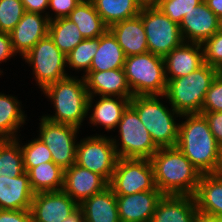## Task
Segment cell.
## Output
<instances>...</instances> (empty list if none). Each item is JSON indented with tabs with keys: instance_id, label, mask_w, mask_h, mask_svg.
I'll return each mask as SVG.
<instances>
[{
	"instance_id": "cell-36",
	"label": "cell",
	"mask_w": 222,
	"mask_h": 222,
	"mask_svg": "<svg viewBox=\"0 0 222 222\" xmlns=\"http://www.w3.org/2000/svg\"><path fill=\"white\" fill-rule=\"evenodd\" d=\"M203 0H161L157 7L170 20L180 25L183 17Z\"/></svg>"
},
{
	"instance_id": "cell-31",
	"label": "cell",
	"mask_w": 222,
	"mask_h": 222,
	"mask_svg": "<svg viewBox=\"0 0 222 222\" xmlns=\"http://www.w3.org/2000/svg\"><path fill=\"white\" fill-rule=\"evenodd\" d=\"M48 35L66 56L84 40L77 25L68 18L51 20Z\"/></svg>"
},
{
	"instance_id": "cell-4",
	"label": "cell",
	"mask_w": 222,
	"mask_h": 222,
	"mask_svg": "<svg viewBox=\"0 0 222 222\" xmlns=\"http://www.w3.org/2000/svg\"><path fill=\"white\" fill-rule=\"evenodd\" d=\"M220 73L204 63L196 71L175 79L167 80L164 96L179 114L201 113L206 92Z\"/></svg>"
},
{
	"instance_id": "cell-3",
	"label": "cell",
	"mask_w": 222,
	"mask_h": 222,
	"mask_svg": "<svg viewBox=\"0 0 222 222\" xmlns=\"http://www.w3.org/2000/svg\"><path fill=\"white\" fill-rule=\"evenodd\" d=\"M68 76L48 85L43 93L52 101L54 115H43L46 119L77 128L88 116V91L84 77Z\"/></svg>"
},
{
	"instance_id": "cell-23",
	"label": "cell",
	"mask_w": 222,
	"mask_h": 222,
	"mask_svg": "<svg viewBox=\"0 0 222 222\" xmlns=\"http://www.w3.org/2000/svg\"><path fill=\"white\" fill-rule=\"evenodd\" d=\"M79 206L83 210L85 222H121L116 195L109 186L84 200Z\"/></svg>"
},
{
	"instance_id": "cell-42",
	"label": "cell",
	"mask_w": 222,
	"mask_h": 222,
	"mask_svg": "<svg viewBox=\"0 0 222 222\" xmlns=\"http://www.w3.org/2000/svg\"><path fill=\"white\" fill-rule=\"evenodd\" d=\"M15 56L9 33L0 31V63ZM3 71H0V75Z\"/></svg>"
},
{
	"instance_id": "cell-25",
	"label": "cell",
	"mask_w": 222,
	"mask_h": 222,
	"mask_svg": "<svg viewBox=\"0 0 222 222\" xmlns=\"http://www.w3.org/2000/svg\"><path fill=\"white\" fill-rule=\"evenodd\" d=\"M125 54L116 37L108 29L98 37V49L93 57L89 71H107L124 67Z\"/></svg>"
},
{
	"instance_id": "cell-8",
	"label": "cell",
	"mask_w": 222,
	"mask_h": 222,
	"mask_svg": "<svg viewBox=\"0 0 222 222\" xmlns=\"http://www.w3.org/2000/svg\"><path fill=\"white\" fill-rule=\"evenodd\" d=\"M32 66L33 74L39 88L43 91L48 85L68 77L65 73L66 55L55 45L47 35L23 57Z\"/></svg>"
},
{
	"instance_id": "cell-47",
	"label": "cell",
	"mask_w": 222,
	"mask_h": 222,
	"mask_svg": "<svg viewBox=\"0 0 222 222\" xmlns=\"http://www.w3.org/2000/svg\"><path fill=\"white\" fill-rule=\"evenodd\" d=\"M140 8H153L158 7L161 0H135Z\"/></svg>"
},
{
	"instance_id": "cell-38",
	"label": "cell",
	"mask_w": 222,
	"mask_h": 222,
	"mask_svg": "<svg viewBox=\"0 0 222 222\" xmlns=\"http://www.w3.org/2000/svg\"><path fill=\"white\" fill-rule=\"evenodd\" d=\"M222 111V72L213 80L206 92L201 112Z\"/></svg>"
},
{
	"instance_id": "cell-15",
	"label": "cell",
	"mask_w": 222,
	"mask_h": 222,
	"mask_svg": "<svg viewBox=\"0 0 222 222\" xmlns=\"http://www.w3.org/2000/svg\"><path fill=\"white\" fill-rule=\"evenodd\" d=\"M179 27L184 42L203 44L220 30V19L203 0L183 17Z\"/></svg>"
},
{
	"instance_id": "cell-28",
	"label": "cell",
	"mask_w": 222,
	"mask_h": 222,
	"mask_svg": "<svg viewBox=\"0 0 222 222\" xmlns=\"http://www.w3.org/2000/svg\"><path fill=\"white\" fill-rule=\"evenodd\" d=\"M20 107L16 97L0 93V140L17 138L16 133L27 117Z\"/></svg>"
},
{
	"instance_id": "cell-11",
	"label": "cell",
	"mask_w": 222,
	"mask_h": 222,
	"mask_svg": "<svg viewBox=\"0 0 222 222\" xmlns=\"http://www.w3.org/2000/svg\"><path fill=\"white\" fill-rule=\"evenodd\" d=\"M77 143L75 164L101 175L109 183L118 160L112 138L96 134Z\"/></svg>"
},
{
	"instance_id": "cell-43",
	"label": "cell",
	"mask_w": 222,
	"mask_h": 222,
	"mask_svg": "<svg viewBox=\"0 0 222 222\" xmlns=\"http://www.w3.org/2000/svg\"><path fill=\"white\" fill-rule=\"evenodd\" d=\"M25 12L42 14L48 9L49 0H21Z\"/></svg>"
},
{
	"instance_id": "cell-45",
	"label": "cell",
	"mask_w": 222,
	"mask_h": 222,
	"mask_svg": "<svg viewBox=\"0 0 222 222\" xmlns=\"http://www.w3.org/2000/svg\"><path fill=\"white\" fill-rule=\"evenodd\" d=\"M64 222H85L82 208L78 206L69 214V216L66 217V220Z\"/></svg>"
},
{
	"instance_id": "cell-17",
	"label": "cell",
	"mask_w": 222,
	"mask_h": 222,
	"mask_svg": "<svg viewBox=\"0 0 222 222\" xmlns=\"http://www.w3.org/2000/svg\"><path fill=\"white\" fill-rule=\"evenodd\" d=\"M39 13L25 12L16 27L9 33L15 54L24 57L36 43L48 35L50 20Z\"/></svg>"
},
{
	"instance_id": "cell-34",
	"label": "cell",
	"mask_w": 222,
	"mask_h": 222,
	"mask_svg": "<svg viewBox=\"0 0 222 222\" xmlns=\"http://www.w3.org/2000/svg\"><path fill=\"white\" fill-rule=\"evenodd\" d=\"M23 153V162L25 172H28L32 167H36L44 162H52L53 158L48 147L38 137L29 141L25 145L20 144Z\"/></svg>"
},
{
	"instance_id": "cell-27",
	"label": "cell",
	"mask_w": 222,
	"mask_h": 222,
	"mask_svg": "<svg viewBox=\"0 0 222 222\" xmlns=\"http://www.w3.org/2000/svg\"><path fill=\"white\" fill-rule=\"evenodd\" d=\"M67 18L77 25L84 39L98 38L109 29L91 0H82Z\"/></svg>"
},
{
	"instance_id": "cell-10",
	"label": "cell",
	"mask_w": 222,
	"mask_h": 222,
	"mask_svg": "<svg viewBox=\"0 0 222 222\" xmlns=\"http://www.w3.org/2000/svg\"><path fill=\"white\" fill-rule=\"evenodd\" d=\"M141 19L150 53L164 58L184 43L179 25L157 7L141 8Z\"/></svg>"
},
{
	"instance_id": "cell-32",
	"label": "cell",
	"mask_w": 222,
	"mask_h": 222,
	"mask_svg": "<svg viewBox=\"0 0 222 222\" xmlns=\"http://www.w3.org/2000/svg\"><path fill=\"white\" fill-rule=\"evenodd\" d=\"M18 138L0 140V177H17L25 173Z\"/></svg>"
},
{
	"instance_id": "cell-20",
	"label": "cell",
	"mask_w": 222,
	"mask_h": 222,
	"mask_svg": "<svg viewBox=\"0 0 222 222\" xmlns=\"http://www.w3.org/2000/svg\"><path fill=\"white\" fill-rule=\"evenodd\" d=\"M126 57L149 51L145 28L140 14L109 27Z\"/></svg>"
},
{
	"instance_id": "cell-19",
	"label": "cell",
	"mask_w": 222,
	"mask_h": 222,
	"mask_svg": "<svg viewBox=\"0 0 222 222\" xmlns=\"http://www.w3.org/2000/svg\"><path fill=\"white\" fill-rule=\"evenodd\" d=\"M166 80L187 76L204 64L202 44L184 42L164 57Z\"/></svg>"
},
{
	"instance_id": "cell-22",
	"label": "cell",
	"mask_w": 222,
	"mask_h": 222,
	"mask_svg": "<svg viewBox=\"0 0 222 222\" xmlns=\"http://www.w3.org/2000/svg\"><path fill=\"white\" fill-rule=\"evenodd\" d=\"M197 211L194 196L164 195L150 222H193Z\"/></svg>"
},
{
	"instance_id": "cell-30",
	"label": "cell",
	"mask_w": 222,
	"mask_h": 222,
	"mask_svg": "<svg viewBox=\"0 0 222 222\" xmlns=\"http://www.w3.org/2000/svg\"><path fill=\"white\" fill-rule=\"evenodd\" d=\"M104 23L111 25L135 17L141 8L135 0H91Z\"/></svg>"
},
{
	"instance_id": "cell-44",
	"label": "cell",
	"mask_w": 222,
	"mask_h": 222,
	"mask_svg": "<svg viewBox=\"0 0 222 222\" xmlns=\"http://www.w3.org/2000/svg\"><path fill=\"white\" fill-rule=\"evenodd\" d=\"M208 8L219 18L222 19V0H204Z\"/></svg>"
},
{
	"instance_id": "cell-6",
	"label": "cell",
	"mask_w": 222,
	"mask_h": 222,
	"mask_svg": "<svg viewBox=\"0 0 222 222\" xmlns=\"http://www.w3.org/2000/svg\"><path fill=\"white\" fill-rule=\"evenodd\" d=\"M123 69L133 96H164L167 80L163 57L149 51L129 56Z\"/></svg>"
},
{
	"instance_id": "cell-41",
	"label": "cell",
	"mask_w": 222,
	"mask_h": 222,
	"mask_svg": "<svg viewBox=\"0 0 222 222\" xmlns=\"http://www.w3.org/2000/svg\"><path fill=\"white\" fill-rule=\"evenodd\" d=\"M0 222H33V221L30 209L28 210L0 209Z\"/></svg>"
},
{
	"instance_id": "cell-26",
	"label": "cell",
	"mask_w": 222,
	"mask_h": 222,
	"mask_svg": "<svg viewBox=\"0 0 222 222\" xmlns=\"http://www.w3.org/2000/svg\"><path fill=\"white\" fill-rule=\"evenodd\" d=\"M94 105L89 121L93 126L98 124L107 131L116 129L121 120L122 113L130 104V99L117 96H100Z\"/></svg>"
},
{
	"instance_id": "cell-29",
	"label": "cell",
	"mask_w": 222,
	"mask_h": 222,
	"mask_svg": "<svg viewBox=\"0 0 222 222\" xmlns=\"http://www.w3.org/2000/svg\"><path fill=\"white\" fill-rule=\"evenodd\" d=\"M27 173L34 193L60 191L63 188L64 170L53 161L32 167Z\"/></svg>"
},
{
	"instance_id": "cell-24",
	"label": "cell",
	"mask_w": 222,
	"mask_h": 222,
	"mask_svg": "<svg viewBox=\"0 0 222 222\" xmlns=\"http://www.w3.org/2000/svg\"><path fill=\"white\" fill-rule=\"evenodd\" d=\"M197 210L222 218V179L214 174H202L194 194Z\"/></svg>"
},
{
	"instance_id": "cell-16",
	"label": "cell",
	"mask_w": 222,
	"mask_h": 222,
	"mask_svg": "<svg viewBox=\"0 0 222 222\" xmlns=\"http://www.w3.org/2000/svg\"><path fill=\"white\" fill-rule=\"evenodd\" d=\"M106 187L108 182L101 175L77 164L64 169L62 190L78 205Z\"/></svg>"
},
{
	"instance_id": "cell-13",
	"label": "cell",
	"mask_w": 222,
	"mask_h": 222,
	"mask_svg": "<svg viewBox=\"0 0 222 222\" xmlns=\"http://www.w3.org/2000/svg\"><path fill=\"white\" fill-rule=\"evenodd\" d=\"M79 205L63 190L35 193L30 213L33 222H64Z\"/></svg>"
},
{
	"instance_id": "cell-49",
	"label": "cell",
	"mask_w": 222,
	"mask_h": 222,
	"mask_svg": "<svg viewBox=\"0 0 222 222\" xmlns=\"http://www.w3.org/2000/svg\"><path fill=\"white\" fill-rule=\"evenodd\" d=\"M220 30L222 31V19H220Z\"/></svg>"
},
{
	"instance_id": "cell-21",
	"label": "cell",
	"mask_w": 222,
	"mask_h": 222,
	"mask_svg": "<svg viewBox=\"0 0 222 222\" xmlns=\"http://www.w3.org/2000/svg\"><path fill=\"white\" fill-rule=\"evenodd\" d=\"M34 194L27 172L17 177H0V209L28 210Z\"/></svg>"
},
{
	"instance_id": "cell-33",
	"label": "cell",
	"mask_w": 222,
	"mask_h": 222,
	"mask_svg": "<svg viewBox=\"0 0 222 222\" xmlns=\"http://www.w3.org/2000/svg\"><path fill=\"white\" fill-rule=\"evenodd\" d=\"M98 49V38L82 40L67 56V67L75 70H84L86 75Z\"/></svg>"
},
{
	"instance_id": "cell-46",
	"label": "cell",
	"mask_w": 222,
	"mask_h": 222,
	"mask_svg": "<svg viewBox=\"0 0 222 222\" xmlns=\"http://www.w3.org/2000/svg\"><path fill=\"white\" fill-rule=\"evenodd\" d=\"M193 222H222V218L207 215V214L197 211V213L193 219Z\"/></svg>"
},
{
	"instance_id": "cell-37",
	"label": "cell",
	"mask_w": 222,
	"mask_h": 222,
	"mask_svg": "<svg viewBox=\"0 0 222 222\" xmlns=\"http://www.w3.org/2000/svg\"><path fill=\"white\" fill-rule=\"evenodd\" d=\"M202 47L204 63L222 72V31H217Z\"/></svg>"
},
{
	"instance_id": "cell-39",
	"label": "cell",
	"mask_w": 222,
	"mask_h": 222,
	"mask_svg": "<svg viewBox=\"0 0 222 222\" xmlns=\"http://www.w3.org/2000/svg\"><path fill=\"white\" fill-rule=\"evenodd\" d=\"M82 2V0H49L48 8L55 13L50 16L49 12L46 14L48 19L56 20L60 18H67L69 14Z\"/></svg>"
},
{
	"instance_id": "cell-18",
	"label": "cell",
	"mask_w": 222,
	"mask_h": 222,
	"mask_svg": "<svg viewBox=\"0 0 222 222\" xmlns=\"http://www.w3.org/2000/svg\"><path fill=\"white\" fill-rule=\"evenodd\" d=\"M164 196L160 190L116 195L121 222H150L157 203Z\"/></svg>"
},
{
	"instance_id": "cell-12",
	"label": "cell",
	"mask_w": 222,
	"mask_h": 222,
	"mask_svg": "<svg viewBox=\"0 0 222 222\" xmlns=\"http://www.w3.org/2000/svg\"><path fill=\"white\" fill-rule=\"evenodd\" d=\"M38 138L48 147L53 162L63 170L75 164L79 128L41 117Z\"/></svg>"
},
{
	"instance_id": "cell-14",
	"label": "cell",
	"mask_w": 222,
	"mask_h": 222,
	"mask_svg": "<svg viewBox=\"0 0 222 222\" xmlns=\"http://www.w3.org/2000/svg\"><path fill=\"white\" fill-rule=\"evenodd\" d=\"M88 91V113L92 108L94 96H117L131 99L132 91L128 85L124 69L89 71L83 75Z\"/></svg>"
},
{
	"instance_id": "cell-9",
	"label": "cell",
	"mask_w": 222,
	"mask_h": 222,
	"mask_svg": "<svg viewBox=\"0 0 222 222\" xmlns=\"http://www.w3.org/2000/svg\"><path fill=\"white\" fill-rule=\"evenodd\" d=\"M108 186L115 195L158 190L150 159L118 158Z\"/></svg>"
},
{
	"instance_id": "cell-5",
	"label": "cell",
	"mask_w": 222,
	"mask_h": 222,
	"mask_svg": "<svg viewBox=\"0 0 222 222\" xmlns=\"http://www.w3.org/2000/svg\"><path fill=\"white\" fill-rule=\"evenodd\" d=\"M159 97L162 96H133L130 105L137 111L139 119L158 148L174 147L177 145L179 132V123L175 122V117H181V114L172 107H165Z\"/></svg>"
},
{
	"instance_id": "cell-35",
	"label": "cell",
	"mask_w": 222,
	"mask_h": 222,
	"mask_svg": "<svg viewBox=\"0 0 222 222\" xmlns=\"http://www.w3.org/2000/svg\"><path fill=\"white\" fill-rule=\"evenodd\" d=\"M24 13L21 0H0V31L10 33Z\"/></svg>"
},
{
	"instance_id": "cell-2",
	"label": "cell",
	"mask_w": 222,
	"mask_h": 222,
	"mask_svg": "<svg viewBox=\"0 0 222 222\" xmlns=\"http://www.w3.org/2000/svg\"><path fill=\"white\" fill-rule=\"evenodd\" d=\"M150 162L155 186L164 195L194 196L202 174L176 146L159 148Z\"/></svg>"
},
{
	"instance_id": "cell-40",
	"label": "cell",
	"mask_w": 222,
	"mask_h": 222,
	"mask_svg": "<svg viewBox=\"0 0 222 222\" xmlns=\"http://www.w3.org/2000/svg\"><path fill=\"white\" fill-rule=\"evenodd\" d=\"M206 118L211 133L217 143L222 147V111L221 112H201Z\"/></svg>"
},
{
	"instance_id": "cell-1",
	"label": "cell",
	"mask_w": 222,
	"mask_h": 222,
	"mask_svg": "<svg viewBox=\"0 0 222 222\" xmlns=\"http://www.w3.org/2000/svg\"><path fill=\"white\" fill-rule=\"evenodd\" d=\"M176 147L201 174H214L218 168L222 147L211 133L203 114H182Z\"/></svg>"
},
{
	"instance_id": "cell-48",
	"label": "cell",
	"mask_w": 222,
	"mask_h": 222,
	"mask_svg": "<svg viewBox=\"0 0 222 222\" xmlns=\"http://www.w3.org/2000/svg\"><path fill=\"white\" fill-rule=\"evenodd\" d=\"M215 174L222 179V150H221L218 168H217Z\"/></svg>"
},
{
	"instance_id": "cell-7",
	"label": "cell",
	"mask_w": 222,
	"mask_h": 222,
	"mask_svg": "<svg viewBox=\"0 0 222 222\" xmlns=\"http://www.w3.org/2000/svg\"><path fill=\"white\" fill-rule=\"evenodd\" d=\"M117 127L121 144L116 139L112 138V141L118 158L150 159L158 151L137 111L130 104L122 113Z\"/></svg>"
}]
</instances>
